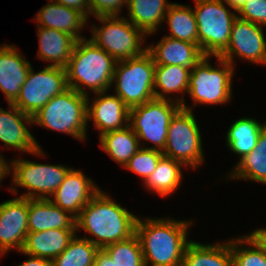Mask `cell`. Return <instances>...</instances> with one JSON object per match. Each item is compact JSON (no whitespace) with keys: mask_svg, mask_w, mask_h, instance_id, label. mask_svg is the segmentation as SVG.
<instances>
[{"mask_svg":"<svg viewBox=\"0 0 266 266\" xmlns=\"http://www.w3.org/2000/svg\"><path fill=\"white\" fill-rule=\"evenodd\" d=\"M191 222L137 218L135 234L140 241L145 266H182L185 249L191 242L187 239Z\"/></svg>","mask_w":266,"mask_h":266,"instance_id":"obj_1","label":"cell"},{"mask_svg":"<svg viewBox=\"0 0 266 266\" xmlns=\"http://www.w3.org/2000/svg\"><path fill=\"white\" fill-rule=\"evenodd\" d=\"M137 218L100 190L76 217V229L93 235L85 239L102 249L134 235Z\"/></svg>","mask_w":266,"mask_h":266,"instance_id":"obj_2","label":"cell"},{"mask_svg":"<svg viewBox=\"0 0 266 266\" xmlns=\"http://www.w3.org/2000/svg\"><path fill=\"white\" fill-rule=\"evenodd\" d=\"M117 61L91 39L77 40L67 66L68 87L88 96L87 86L93 93L111 89ZM83 86V87H82Z\"/></svg>","mask_w":266,"mask_h":266,"instance_id":"obj_3","label":"cell"},{"mask_svg":"<svg viewBox=\"0 0 266 266\" xmlns=\"http://www.w3.org/2000/svg\"><path fill=\"white\" fill-rule=\"evenodd\" d=\"M88 96L68 87L54 96L34 116L33 123L46 129L67 133L85 141Z\"/></svg>","mask_w":266,"mask_h":266,"instance_id":"obj_4","label":"cell"},{"mask_svg":"<svg viewBox=\"0 0 266 266\" xmlns=\"http://www.w3.org/2000/svg\"><path fill=\"white\" fill-rule=\"evenodd\" d=\"M226 0H195L198 45L205 56H219L228 46L236 13L227 10Z\"/></svg>","mask_w":266,"mask_h":266,"instance_id":"obj_5","label":"cell"},{"mask_svg":"<svg viewBox=\"0 0 266 266\" xmlns=\"http://www.w3.org/2000/svg\"><path fill=\"white\" fill-rule=\"evenodd\" d=\"M155 64L148 51L126 60L117 61L113 83L116 95L129 107L142 105L155 98Z\"/></svg>","mask_w":266,"mask_h":266,"instance_id":"obj_6","label":"cell"},{"mask_svg":"<svg viewBox=\"0 0 266 266\" xmlns=\"http://www.w3.org/2000/svg\"><path fill=\"white\" fill-rule=\"evenodd\" d=\"M176 100L153 98L130 108L129 126L139 141L142 139L153 142L152 149L164 150L170 120L184 103L183 98Z\"/></svg>","mask_w":266,"mask_h":266,"instance_id":"obj_7","label":"cell"},{"mask_svg":"<svg viewBox=\"0 0 266 266\" xmlns=\"http://www.w3.org/2000/svg\"><path fill=\"white\" fill-rule=\"evenodd\" d=\"M96 19L103 26H92L90 39L116 61L137 57L147 51V47L141 48L146 34L125 17L98 16Z\"/></svg>","mask_w":266,"mask_h":266,"instance_id":"obj_8","label":"cell"},{"mask_svg":"<svg viewBox=\"0 0 266 266\" xmlns=\"http://www.w3.org/2000/svg\"><path fill=\"white\" fill-rule=\"evenodd\" d=\"M222 68L210 65V56L202 58L192 69L189 75L188 94L194 105L224 104L232 97V76L234 68L228 61L216 56Z\"/></svg>","mask_w":266,"mask_h":266,"instance_id":"obj_9","label":"cell"},{"mask_svg":"<svg viewBox=\"0 0 266 266\" xmlns=\"http://www.w3.org/2000/svg\"><path fill=\"white\" fill-rule=\"evenodd\" d=\"M162 153L193 169L205 160L195 116L185 102L170 120L167 141Z\"/></svg>","mask_w":266,"mask_h":266,"instance_id":"obj_10","label":"cell"},{"mask_svg":"<svg viewBox=\"0 0 266 266\" xmlns=\"http://www.w3.org/2000/svg\"><path fill=\"white\" fill-rule=\"evenodd\" d=\"M67 88L65 68L48 65L35 73L31 66L13 105L21 112L34 116L51 98Z\"/></svg>","mask_w":266,"mask_h":266,"instance_id":"obj_11","label":"cell"},{"mask_svg":"<svg viewBox=\"0 0 266 266\" xmlns=\"http://www.w3.org/2000/svg\"><path fill=\"white\" fill-rule=\"evenodd\" d=\"M10 162L13 184L28 190L20 196L27 199L50 198L71 169L63 165L40 164L22 159Z\"/></svg>","mask_w":266,"mask_h":266,"instance_id":"obj_12","label":"cell"},{"mask_svg":"<svg viewBox=\"0 0 266 266\" xmlns=\"http://www.w3.org/2000/svg\"><path fill=\"white\" fill-rule=\"evenodd\" d=\"M234 55L251 63L266 64V40L262 26L238 17L234 20L230 42L219 57L233 66Z\"/></svg>","mask_w":266,"mask_h":266,"instance_id":"obj_13","label":"cell"},{"mask_svg":"<svg viewBox=\"0 0 266 266\" xmlns=\"http://www.w3.org/2000/svg\"><path fill=\"white\" fill-rule=\"evenodd\" d=\"M29 199L13 198L0 204V255L21 251L28 233Z\"/></svg>","mask_w":266,"mask_h":266,"instance_id":"obj_14","label":"cell"},{"mask_svg":"<svg viewBox=\"0 0 266 266\" xmlns=\"http://www.w3.org/2000/svg\"><path fill=\"white\" fill-rule=\"evenodd\" d=\"M9 111L0 108V141L6 148H15L22 152L44 156L41 146L27 129L26 124L33 123V116L21 112L13 104Z\"/></svg>","mask_w":266,"mask_h":266,"instance_id":"obj_15","label":"cell"},{"mask_svg":"<svg viewBox=\"0 0 266 266\" xmlns=\"http://www.w3.org/2000/svg\"><path fill=\"white\" fill-rule=\"evenodd\" d=\"M80 170L71 168L66 174L64 181L51 195L49 200L62 210L70 212L77 217L80 211L100 191Z\"/></svg>","mask_w":266,"mask_h":266,"instance_id":"obj_16","label":"cell"},{"mask_svg":"<svg viewBox=\"0 0 266 266\" xmlns=\"http://www.w3.org/2000/svg\"><path fill=\"white\" fill-rule=\"evenodd\" d=\"M107 92L95 93L97 98L87 105V120H93L95 128L100 130V136L129 125L130 108L117 95H105Z\"/></svg>","mask_w":266,"mask_h":266,"instance_id":"obj_17","label":"cell"},{"mask_svg":"<svg viewBox=\"0 0 266 266\" xmlns=\"http://www.w3.org/2000/svg\"><path fill=\"white\" fill-rule=\"evenodd\" d=\"M0 47V90L8 104H13L19 97L31 64L20 55L15 46L2 44Z\"/></svg>","mask_w":266,"mask_h":266,"instance_id":"obj_18","label":"cell"},{"mask_svg":"<svg viewBox=\"0 0 266 266\" xmlns=\"http://www.w3.org/2000/svg\"><path fill=\"white\" fill-rule=\"evenodd\" d=\"M147 51L155 65H180L192 69L205 55L198 44L164 36L157 45Z\"/></svg>","mask_w":266,"mask_h":266,"instance_id":"obj_19","label":"cell"},{"mask_svg":"<svg viewBox=\"0 0 266 266\" xmlns=\"http://www.w3.org/2000/svg\"><path fill=\"white\" fill-rule=\"evenodd\" d=\"M76 229V217L48 199H29L28 232Z\"/></svg>","mask_w":266,"mask_h":266,"instance_id":"obj_20","label":"cell"},{"mask_svg":"<svg viewBox=\"0 0 266 266\" xmlns=\"http://www.w3.org/2000/svg\"><path fill=\"white\" fill-rule=\"evenodd\" d=\"M77 229H51L28 232L21 253L53 261L74 238Z\"/></svg>","mask_w":266,"mask_h":266,"instance_id":"obj_21","label":"cell"},{"mask_svg":"<svg viewBox=\"0 0 266 266\" xmlns=\"http://www.w3.org/2000/svg\"><path fill=\"white\" fill-rule=\"evenodd\" d=\"M35 21L38 27L59 30L77 40L85 39L80 32L85 27L87 18L81 12L54 1L41 8L35 16Z\"/></svg>","mask_w":266,"mask_h":266,"instance_id":"obj_22","label":"cell"},{"mask_svg":"<svg viewBox=\"0 0 266 266\" xmlns=\"http://www.w3.org/2000/svg\"><path fill=\"white\" fill-rule=\"evenodd\" d=\"M38 58L52 62V66L65 68L71 58L77 39L59 30L38 27Z\"/></svg>","mask_w":266,"mask_h":266,"instance_id":"obj_23","label":"cell"},{"mask_svg":"<svg viewBox=\"0 0 266 266\" xmlns=\"http://www.w3.org/2000/svg\"><path fill=\"white\" fill-rule=\"evenodd\" d=\"M171 4L167 0H127L128 20L147 36L152 35L164 22Z\"/></svg>","mask_w":266,"mask_h":266,"instance_id":"obj_24","label":"cell"},{"mask_svg":"<svg viewBox=\"0 0 266 266\" xmlns=\"http://www.w3.org/2000/svg\"><path fill=\"white\" fill-rule=\"evenodd\" d=\"M182 266H233L230 241L213 245L190 242Z\"/></svg>","mask_w":266,"mask_h":266,"instance_id":"obj_25","label":"cell"},{"mask_svg":"<svg viewBox=\"0 0 266 266\" xmlns=\"http://www.w3.org/2000/svg\"><path fill=\"white\" fill-rule=\"evenodd\" d=\"M266 127L254 118H240L228 129L226 143L231 151L243 159L255 149L261 131Z\"/></svg>","mask_w":266,"mask_h":266,"instance_id":"obj_26","label":"cell"},{"mask_svg":"<svg viewBox=\"0 0 266 266\" xmlns=\"http://www.w3.org/2000/svg\"><path fill=\"white\" fill-rule=\"evenodd\" d=\"M100 142L102 149L112 160L123 167L141 148L138 137L129 125L120 130L104 133L100 136Z\"/></svg>","mask_w":266,"mask_h":266,"instance_id":"obj_27","label":"cell"},{"mask_svg":"<svg viewBox=\"0 0 266 266\" xmlns=\"http://www.w3.org/2000/svg\"><path fill=\"white\" fill-rule=\"evenodd\" d=\"M183 163L172 158L162 156L156 169L144 182L147 188L160 196L166 197L174 193L179 188L182 180L181 168Z\"/></svg>","mask_w":266,"mask_h":266,"instance_id":"obj_28","label":"cell"},{"mask_svg":"<svg viewBox=\"0 0 266 266\" xmlns=\"http://www.w3.org/2000/svg\"><path fill=\"white\" fill-rule=\"evenodd\" d=\"M230 177L266 184V127L261 131L256 147L232 169Z\"/></svg>","mask_w":266,"mask_h":266,"instance_id":"obj_29","label":"cell"},{"mask_svg":"<svg viewBox=\"0 0 266 266\" xmlns=\"http://www.w3.org/2000/svg\"><path fill=\"white\" fill-rule=\"evenodd\" d=\"M190 72V68L180 65H155V98L172 100V98H166L165 94L187 92ZM159 89L162 91L159 92Z\"/></svg>","mask_w":266,"mask_h":266,"instance_id":"obj_30","label":"cell"},{"mask_svg":"<svg viewBox=\"0 0 266 266\" xmlns=\"http://www.w3.org/2000/svg\"><path fill=\"white\" fill-rule=\"evenodd\" d=\"M166 20L170 30L166 37L198 44L196 17L189 6L172 3L165 15Z\"/></svg>","mask_w":266,"mask_h":266,"instance_id":"obj_31","label":"cell"},{"mask_svg":"<svg viewBox=\"0 0 266 266\" xmlns=\"http://www.w3.org/2000/svg\"><path fill=\"white\" fill-rule=\"evenodd\" d=\"M99 250L91 241L75 235L67 248L52 261V266H94Z\"/></svg>","mask_w":266,"mask_h":266,"instance_id":"obj_32","label":"cell"},{"mask_svg":"<svg viewBox=\"0 0 266 266\" xmlns=\"http://www.w3.org/2000/svg\"><path fill=\"white\" fill-rule=\"evenodd\" d=\"M115 266H145L140 241L136 234L102 248Z\"/></svg>","mask_w":266,"mask_h":266,"instance_id":"obj_33","label":"cell"},{"mask_svg":"<svg viewBox=\"0 0 266 266\" xmlns=\"http://www.w3.org/2000/svg\"><path fill=\"white\" fill-rule=\"evenodd\" d=\"M243 244L251 248H243ZM230 248L233 266H266V252L249 235L232 239Z\"/></svg>","mask_w":266,"mask_h":266,"instance_id":"obj_34","label":"cell"},{"mask_svg":"<svg viewBox=\"0 0 266 266\" xmlns=\"http://www.w3.org/2000/svg\"><path fill=\"white\" fill-rule=\"evenodd\" d=\"M162 156V151L150 147L147 148V146L144 148L143 145L142 148L133 155L124 168L140 175L145 182L156 169Z\"/></svg>","mask_w":266,"mask_h":266,"instance_id":"obj_35","label":"cell"},{"mask_svg":"<svg viewBox=\"0 0 266 266\" xmlns=\"http://www.w3.org/2000/svg\"><path fill=\"white\" fill-rule=\"evenodd\" d=\"M236 12L240 19L266 26V0H248Z\"/></svg>","mask_w":266,"mask_h":266,"instance_id":"obj_36","label":"cell"},{"mask_svg":"<svg viewBox=\"0 0 266 266\" xmlns=\"http://www.w3.org/2000/svg\"><path fill=\"white\" fill-rule=\"evenodd\" d=\"M89 16H119L127 0H88ZM93 14V15H92Z\"/></svg>","mask_w":266,"mask_h":266,"instance_id":"obj_37","label":"cell"},{"mask_svg":"<svg viewBox=\"0 0 266 266\" xmlns=\"http://www.w3.org/2000/svg\"><path fill=\"white\" fill-rule=\"evenodd\" d=\"M53 1L81 12L88 19L89 15L88 0H53Z\"/></svg>","mask_w":266,"mask_h":266,"instance_id":"obj_38","label":"cell"},{"mask_svg":"<svg viewBox=\"0 0 266 266\" xmlns=\"http://www.w3.org/2000/svg\"><path fill=\"white\" fill-rule=\"evenodd\" d=\"M28 256H30V259L21 263L19 266H52V261L49 259L32 255Z\"/></svg>","mask_w":266,"mask_h":266,"instance_id":"obj_39","label":"cell"},{"mask_svg":"<svg viewBox=\"0 0 266 266\" xmlns=\"http://www.w3.org/2000/svg\"><path fill=\"white\" fill-rule=\"evenodd\" d=\"M249 236L266 252V228L257 229Z\"/></svg>","mask_w":266,"mask_h":266,"instance_id":"obj_40","label":"cell"},{"mask_svg":"<svg viewBox=\"0 0 266 266\" xmlns=\"http://www.w3.org/2000/svg\"><path fill=\"white\" fill-rule=\"evenodd\" d=\"M95 266H115V264L111 257L103 249H100L96 255Z\"/></svg>","mask_w":266,"mask_h":266,"instance_id":"obj_41","label":"cell"},{"mask_svg":"<svg viewBox=\"0 0 266 266\" xmlns=\"http://www.w3.org/2000/svg\"><path fill=\"white\" fill-rule=\"evenodd\" d=\"M9 173H11V164L7 163V161L0 155V182Z\"/></svg>","mask_w":266,"mask_h":266,"instance_id":"obj_42","label":"cell"},{"mask_svg":"<svg viewBox=\"0 0 266 266\" xmlns=\"http://www.w3.org/2000/svg\"><path fill=\"white\" fill-rule=\"evenodd\" d=\"M248 0H226V4L231 9L237 11L239 8L242 7V5Z\"/></svg>","mask_w":266,"mask_h":266,"instance_id":"obj_43","label":"cell"}]
</instances>
